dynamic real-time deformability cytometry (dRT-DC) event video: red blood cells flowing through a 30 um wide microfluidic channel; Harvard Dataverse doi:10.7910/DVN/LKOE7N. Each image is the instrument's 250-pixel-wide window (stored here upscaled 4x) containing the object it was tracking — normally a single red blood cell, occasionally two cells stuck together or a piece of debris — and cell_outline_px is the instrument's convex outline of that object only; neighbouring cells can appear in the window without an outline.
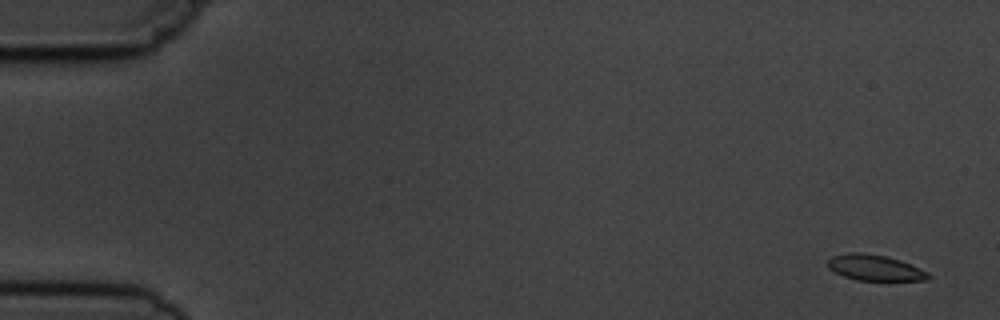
{"species": "common noctule bat (a hibernating species)", "species_latin": "Nyctalus noctula", "temperature_condition": "cold", "stored_images_in_passage": 5, "camera_frame_rate_fps": 3000, "um_per_image_px": 0.085, "animal": {"sex": "male", "body_mass_g": 19.5, "forearm_length_mm": 54.6}, "frame": {"image": 1, "passage_image": 1, "time_ms": 0.0, "image_size_px": [1000, 320], "cell_outline_px": [[932, 276], [928, 280], [856, 280], [844, 276], [828, 268], [828, 260], [832, 256], [848, 252], [860, 252], [884, 256], [900, 260], [928, 272]], "centroid_in_image_um": [74.36, 22.75], "position_along_channel_um": 10.6, "area_um2": 14.97}}